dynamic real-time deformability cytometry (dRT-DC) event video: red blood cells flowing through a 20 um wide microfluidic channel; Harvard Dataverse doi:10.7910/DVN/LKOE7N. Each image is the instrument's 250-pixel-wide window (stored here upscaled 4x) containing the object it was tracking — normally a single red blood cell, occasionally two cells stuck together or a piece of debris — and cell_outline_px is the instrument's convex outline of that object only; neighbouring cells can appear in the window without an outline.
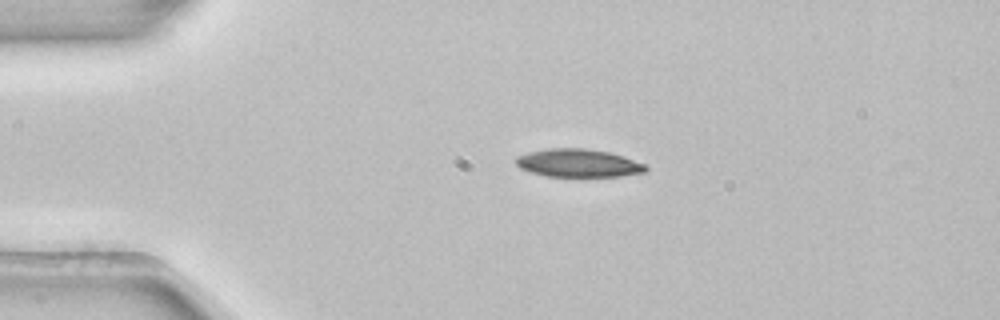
{"species": "common noctule bat (a hibernating species)", "species_latin": "Nyctalus noctula", "temperature_condition": "room temperature", "stored_images_in_passage": 2, "camera_frame_rate_fps": 3000, "um_per_image_px": 0.085, "animal": {"sex": "female", "body_mass_g": 22.7, "forearm_length_mm": 54.2}, "frame": {"image": 1, "passage_image": 1, "time_ms": 0.0, "image_size_px": [1000, 320], "cell_outline_px": [[648, 168], [644, 172], [616, 176], [548, 176], [532, 172], [520, 168], [516, 164], [516, 156], [528, 152], [548, 148], [584, 148], [608, 152], [624, 156], [644, 164]], "centroid_in_image_um": [49.13, 13.85], "position_along_channel_um": 35.9, "area_um2": 20.98}}